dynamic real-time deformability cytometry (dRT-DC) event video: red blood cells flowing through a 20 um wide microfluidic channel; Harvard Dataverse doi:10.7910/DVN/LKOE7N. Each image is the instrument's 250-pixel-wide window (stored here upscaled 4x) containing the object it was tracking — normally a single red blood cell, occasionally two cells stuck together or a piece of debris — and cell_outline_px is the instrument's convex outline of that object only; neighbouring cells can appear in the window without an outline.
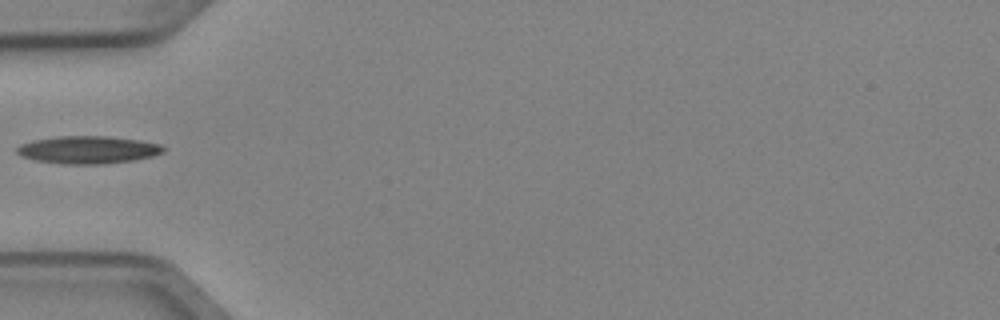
{"species": "Egyptian fruit bat (a non-hibernating species)", "species_latin": "Rousettus aegyptiacus", "temperature_condition": "cold", "stored_images_in_passage": 4, "camera_frame_rate_fps": 3000, "um_per_image_px": 0.085, "animal": {"sex": "female"}, "frame": {"image": 1, "passage_image": 3, "time_ms": 0.667, "image_size_px": [1000, 320], "cell_outline_px": [[164, 152], [152, 156], [132, 160], [104, 164], [60, 164], [36, 160], [20, 156], [16, 152], [16, 148], [20, 144], [36, 140], [60, 136], [108, 136], [140, 140], [160, 144], [164, 148]], "centroid_in_image_um": [7.47, 12.73], "position_along_channel_um": 77.5, "area_um2": 23.52}}
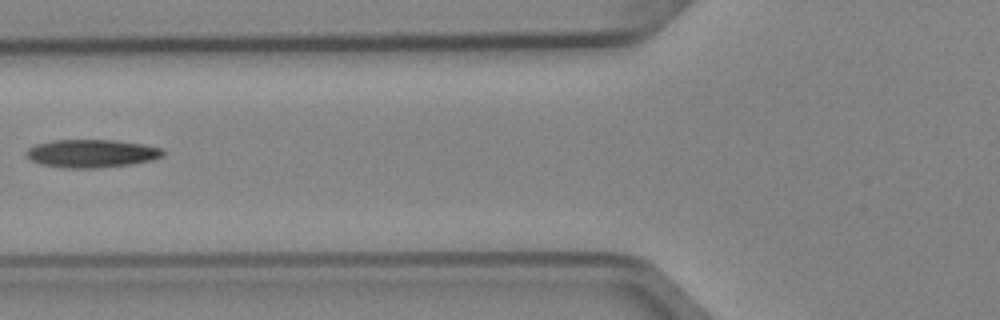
{"frame": {"image": 2, "passage_image": 4, "time_ms": 1.0, "image_size_px": [1000, 320], "cell_outline_px": [[164, 156], [152, 160], [128, 164], [96, 168], [64, 168], [40, 164], [32, 160], [28, 156], [28, 148], [36, 144], [52, 140], [116, 140], [144, 144], [164, 148]], "centroid_in_image_um": [7.83, 13.04], "position_along_channel_um": 118.0, "area_um2": 22.31}}